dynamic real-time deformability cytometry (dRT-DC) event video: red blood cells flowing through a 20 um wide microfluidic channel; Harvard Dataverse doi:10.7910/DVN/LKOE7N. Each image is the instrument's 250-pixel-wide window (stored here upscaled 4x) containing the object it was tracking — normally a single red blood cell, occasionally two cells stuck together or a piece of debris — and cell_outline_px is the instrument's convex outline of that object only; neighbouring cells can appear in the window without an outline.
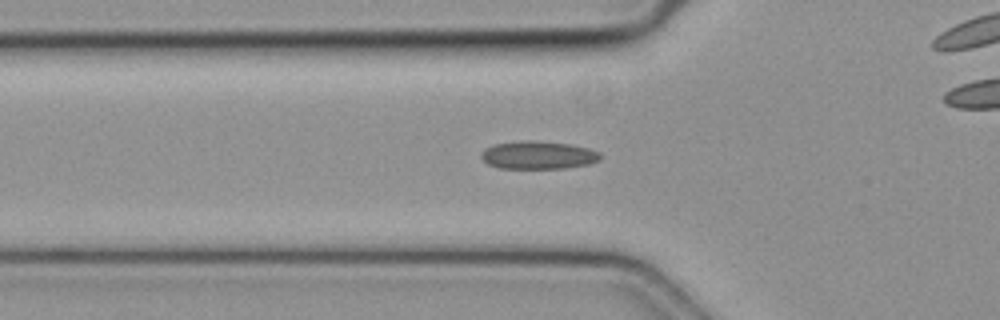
{"species": "common noctule bat (a hibernating species)", "species_latin": "Nyctalus noctula", "temperature_condition": "cold", "stored_images_in_passage": 46, "camera_frame_rate_fps": 3000, "um_per_image_px": 0.085, "animal": {"sex": "female", "body_mass_g": 19.3, "forearm_length_mm": 54.1}, "frame": {"image": 1, "passage_image": 13, "time_ms": 4.0, "image_size_px": [1000, 320], "cell_outline_px": [[600, 156], [596, 160], [580, 164], [552, 168], [508, 168], [492, 164], [484, 160], [484, 152], [488, 148], [500, 144], [564, 144], [580, 148], [592, 152]], "centroid_in_image_um": [45.68, 13.24], "position_along_channel_um": 80.1, "area_um2": 16.47}}
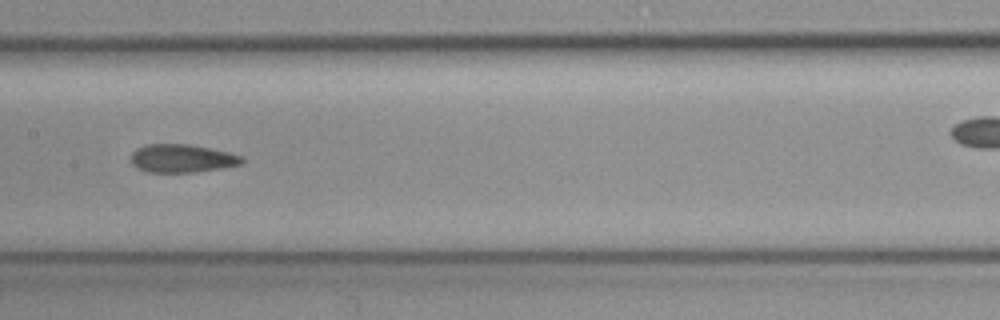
{"frame": {"image": 2, "passage_image": 21, "time_ms": 6.667, "image_size_px": [1000, 320], "cell_outline_px": [[240, 160], [236, 164], [180, 172], [156, 172], [144, 168], [136, 164], [132, 160], [132, 156], [140, 148], [156, 144], [176, 144], [204, 148], [236, 156]], "centroid_in_image_um": [15.34, 13.45], "position_along_channel_um": 192.1, "area_um2": 15.78}}
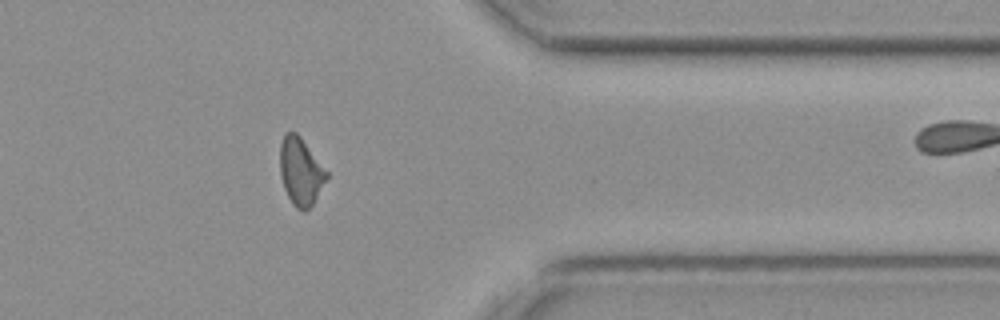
{"frame": {"image": 3, "passage_image": 36, "time_ms": 11.667, "image_size_px": [1000, 320], "cell_outline_px": [[328, 176], [312, 204], [308, 208], [300, 208], [288, 196], [284, 184], [280, 168], [280, 148], [284, 136], [288, 132], [292, 132], [304, 144], [328, 172]], "centroid_in_image_um": [25.56, 14.58], "position_along_channel_um": 385.8, "area_um2": 16.88}}